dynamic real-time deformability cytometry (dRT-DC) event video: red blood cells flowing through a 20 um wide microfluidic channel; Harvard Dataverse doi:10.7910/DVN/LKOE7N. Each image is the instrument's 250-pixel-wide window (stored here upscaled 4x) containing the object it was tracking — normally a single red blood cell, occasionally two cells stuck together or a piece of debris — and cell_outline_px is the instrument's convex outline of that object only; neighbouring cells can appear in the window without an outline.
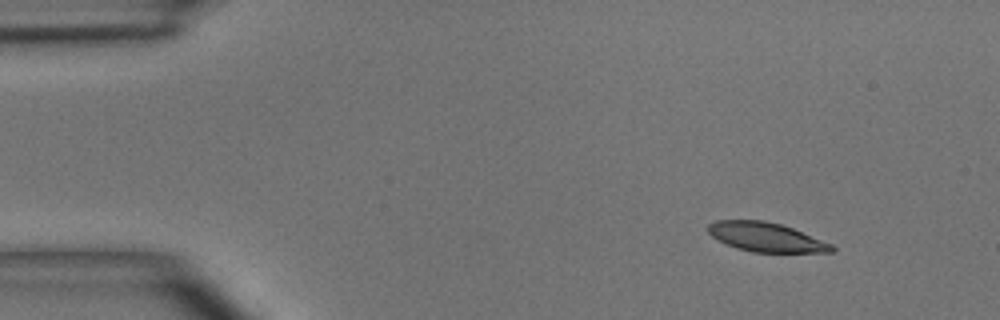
{"species": "common noctule bat (a hibernating species)", "species_latin": "Nyctalus noctula", "temperature_condition": "room temperature", "stored_images_in_passage": 46, "camera_frame_rate_fps": 3000, "um_per_image_px": 0.085, "animal": {"sex": "male", "body_mass_g": 15.6}, "frame": {"image": 1, "passage_image": 1, "time_ms": 0.0, "image_size_px": [1000, 320], "cell_outline_px": [[836, 248], [832, 252], [752, 252], [736, 248], [712, 236], [708, 232], [708, 224], [716, 220], [764, 220], [780, 224], [792, 228], [832, 244]], "centroid_in_image_um": [65.11, 20.15], "position_along_channel_um": 19.9, "area_um2": 20.81}}
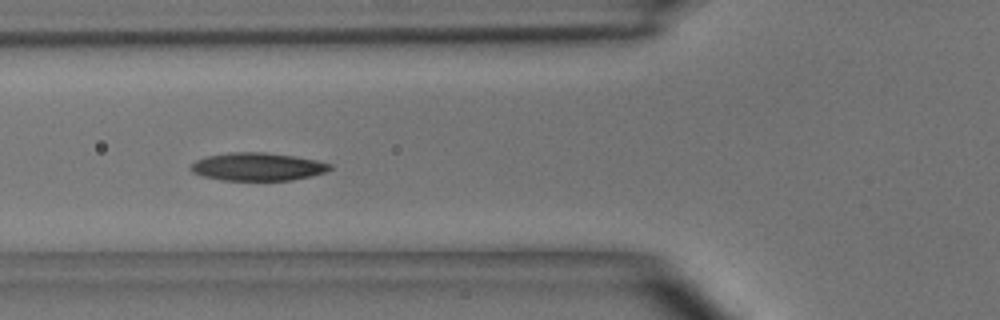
{"frame": {"image": 2, "passage_image": 14, "time_ms": 4.333, "image_size_px": [1000, 320], "cell_outline_px": [[332, 168], [324, 172], [312, 176], [292, 180], [220, 180], [200, 176], [192, 172], [188, 168], [196, 160], [208, 156], [232, 152], [264, 152], [292, 156], [316, 160], [332, 164]], "centroid_in_image_um": [21.86, 14.18], "position_along_channel_um": 103.9, "area_um2": 22.66}}
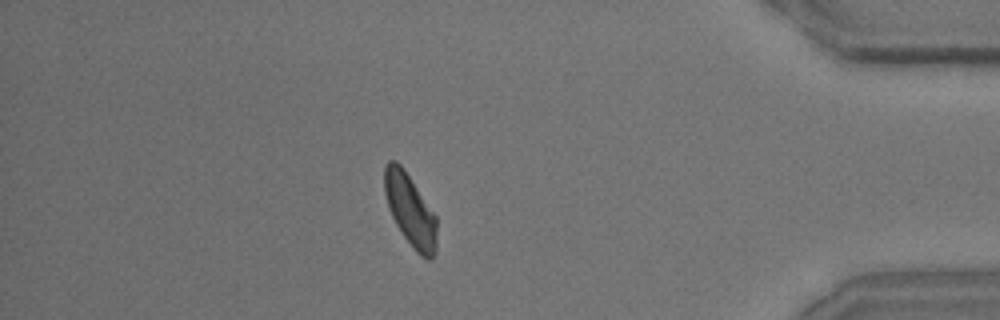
{"frame": {"image": 3, "passage_image": 40, "time_ms": 13.0, "image_size_px": [1000, 320], "cell_outline_px": [[436, 248], [432, 260], [428, 260], [420, 256], [416, 252], [404, 236], [396, 224], [388, 208], [384, 192], [384, 164], [388, 160], [396, 160], [404, 168], [436, 216]], "centroid_in_image_um": [34.85, 17.85], "position_along_channel_um": 400.3, "area_um2": 22.02}, "authors_computed_cell_mechanics": {"area_um2": 22.1085, "velocity_mm_per_s": 3.8774, "shape_relaxation_time_tau1_ms": 3.9811, "shape_relaxation_time_tau2_ms": 3.2423, "deformation_change_tau1": 0.123, "deformation_change_tau2": 0.0931}}